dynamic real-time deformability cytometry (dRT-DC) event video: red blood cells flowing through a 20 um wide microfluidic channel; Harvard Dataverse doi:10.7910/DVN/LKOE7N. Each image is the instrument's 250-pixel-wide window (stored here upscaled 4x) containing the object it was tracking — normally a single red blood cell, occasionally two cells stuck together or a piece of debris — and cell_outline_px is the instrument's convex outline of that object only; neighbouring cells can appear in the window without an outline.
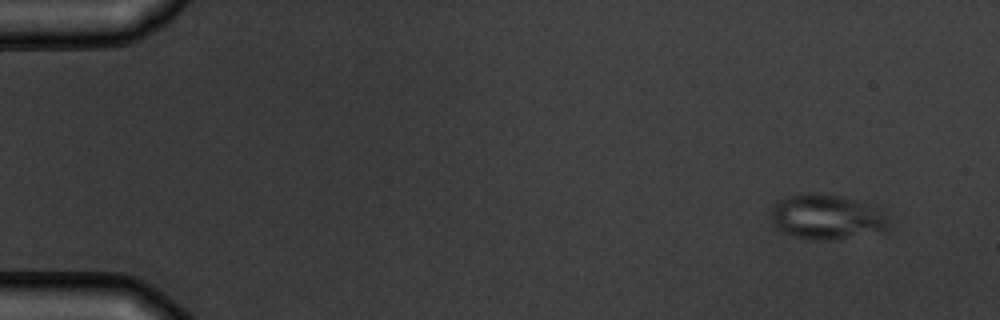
{"species": "common noctule bat (a hibernating species)", "species_latin": "Nyctalus noctula", "temperature_condition": "warm", "stored_images_in_passage": 6, "segment_of_instrument_passage": [2, 2], "camera_frame_rate_fps": 3000, "um_per_image_px": 0.085, "animal": {"sex": "male", "body_mass_g": 19.5, "forearm_length_mm": 54.6}, "frame": {"image": 1, "passage_image": 6, "time_ms": 6.667, "image_size_px": [1000, 320], "cell_outline_px": [[888, 232], [836, 240], [816, 240], [792, 236], [776, 228], [772, 220], [772, 208], [780, 200], [788, 196], [840, 196], [856, 200], [868, 204], [876, 208], [888, 216]], "centroid_in_image_um": [70.36, 18.52], "position_along_channel_um": 14.6, "area_um2": 30.35}}